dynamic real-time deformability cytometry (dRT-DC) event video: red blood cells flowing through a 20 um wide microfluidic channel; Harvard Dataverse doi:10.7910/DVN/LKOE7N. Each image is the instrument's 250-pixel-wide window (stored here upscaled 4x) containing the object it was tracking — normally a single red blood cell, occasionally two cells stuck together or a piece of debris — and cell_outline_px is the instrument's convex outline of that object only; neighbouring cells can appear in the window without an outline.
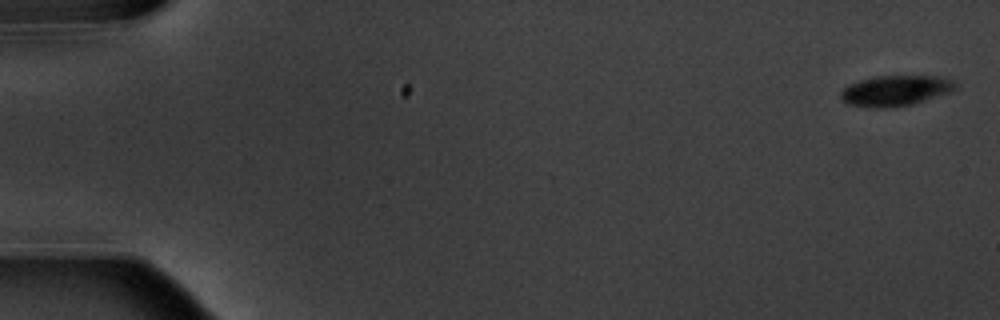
{"species": "common noctule bat (a hibernating species)", "species_latin": "Nyctalus noctula", "temperature_condition": "warm", "stored_images_in_passage": 6, "segment_of_instrument_passage": [1, 2], "camera_frame_rate_fps": 3000, "um_per_image_px": 0.085, "animal": {"sex": "male", "body_mass_g": 20.1, "forearm_length_mm": 53.5}, "frame": {"image": 1, "passage_image": 1, "time_ms": 0.0, "image_size_px": [1000, 320], "cell_outline_px": [[960, 88], [912, 104], [892, 108], [872, 108], [848, 104], [840, 96], [840, 92], [848, 84], [860, 80], [876, 76], [940, 76], [952, 80], [960, 84]], "centroid_in_image_um": [76.13, 7.7], "position_along_channel_um": 8.9, "area_um2": 20.52}}